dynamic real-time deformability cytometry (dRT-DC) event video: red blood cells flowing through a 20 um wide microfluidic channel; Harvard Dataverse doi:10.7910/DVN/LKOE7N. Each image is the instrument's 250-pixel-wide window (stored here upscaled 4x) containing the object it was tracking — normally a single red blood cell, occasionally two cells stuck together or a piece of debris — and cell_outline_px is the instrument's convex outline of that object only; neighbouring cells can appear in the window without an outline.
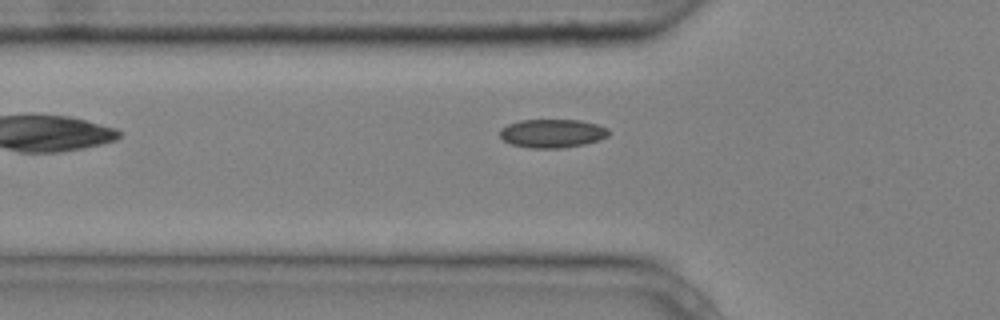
{"species": "common noctule bat (a hibernating species)", "species_latin": "Nyctalus noctula", "temperature_condition": "cold", "stored_images_in_passage": 2, "camera_frame_rate_fps": 3000, "um_per_image_px": 0.085, "animal": {"sex": "male", "body_mass_g": 20.4}, "frame": {"image": 1, "passage_image": 2, "time_ms": 0.333, "image_size_px": [1000, 320], "cell_outline_px": [[608, 136], [600, 140], [584, 144], [564, 148], [528, 148], [512, 144], [504, 140], [500, 136], [500, 128], [508, 124], [520, 120], [580, 120], [596, 124], [608, 128]], "centroid_in_image_um": [46.94, 11.34], "position_along_channel_um": 78.9, "area_um2": 18.15}}